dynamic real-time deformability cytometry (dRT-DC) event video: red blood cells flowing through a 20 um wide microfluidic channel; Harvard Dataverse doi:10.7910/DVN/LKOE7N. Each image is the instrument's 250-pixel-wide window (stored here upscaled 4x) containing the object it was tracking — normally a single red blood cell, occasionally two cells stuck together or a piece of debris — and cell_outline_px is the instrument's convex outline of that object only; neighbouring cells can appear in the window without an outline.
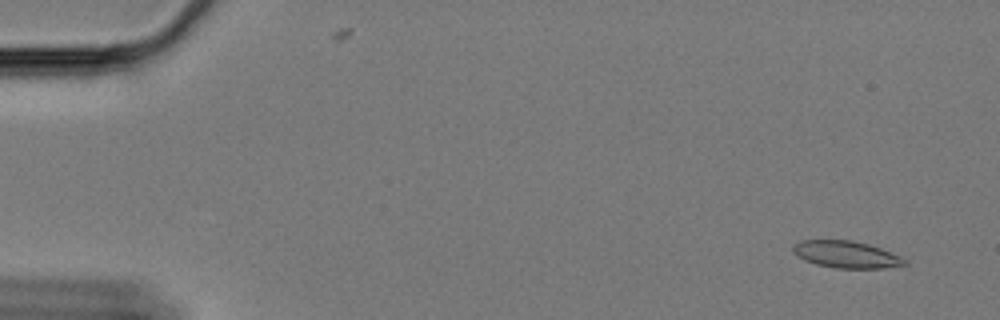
{"species": "Egyptian fruit bat (a non-hibernating species)", "species_latin": "Rousettus aegyptiacus", "temperature_condition": "cold", "stored_images_in_passage": 61, "camera_frame_rate_fps": 3000, "um_per_image_px": 0.085, "animal": {"sex": "female"}, "frame": {"image": 1, "passage_image": 4, "time_ms": 1.0, "image_size_px": [1000, 320], "cell_outline_px": [[908, 264], [884, 268], [836, 268], [816, 264], [804, 260], [792, 252], [792, 244], [800, 240], [852, 240], [868, 244], [880, 248], [900, 256]], "centroid_in_image_um": [71.88, 21.62], "position_along_channel_um": 13.1, "area_um2": 17.51}}
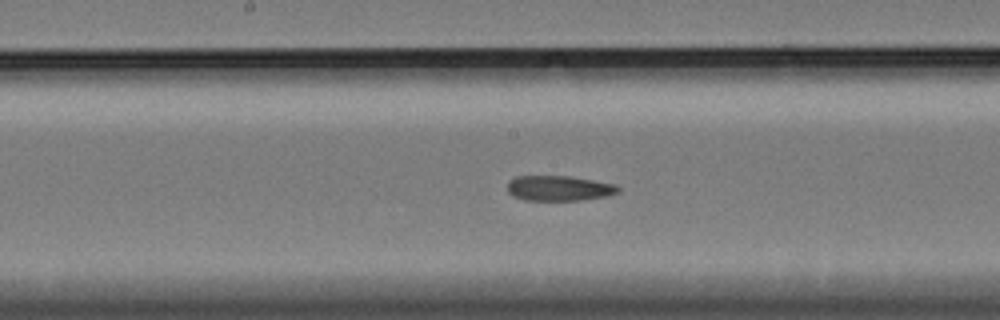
{"frame": {"image": 2, "passage_image": 32, "time_ms": 10.333, "image_size_px": [1000, 320], "cell_outline_px": [[620, 192], [608, 196], [580, 200], [524, 200], [512, 196], [508, 192], [508, 180], [516, 176], [568, 176], [616, 184], [620, 188]], "centroid_in_image_um": [47.51, 16.0], "position_along_channel_um": 200.7, "area_um2": 16.36}}
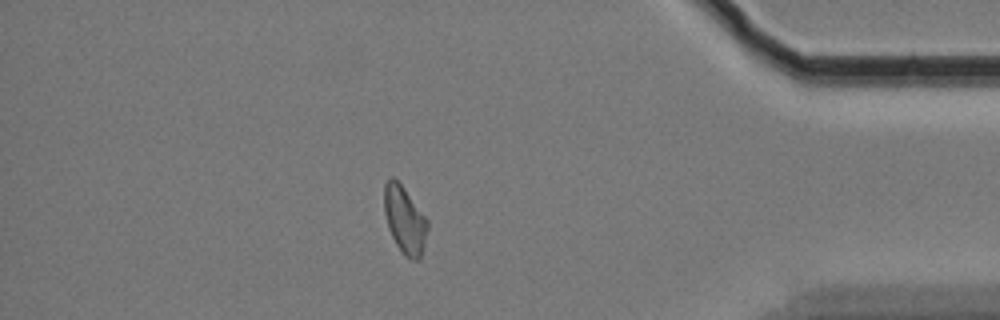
{"frame": {"image": 3, "passage_image": 53, "time_ms": 17.333, "image_size_px": [1000, 320], "cell_outline_px": [[428, 228], [420, 260], [408, 260], [404, 256], [396, 244], [388, 228], [384, 212], [384, 184], [392, 176], [404, 188], [428, 220]], "centroid_in_image_um": [34.4, 18.72], "position_along_channel_um": 400.8, "area_um2": 16.99}, "authors_computed_cell_mechanics": {"area_um2": 17.3978, "velocity_mm_per_s": 3.3285, "shape_relaxation_time_tau1_ms": null, "shape_relaxation_time_tau2_ms": 9.1441, "deformation_change_tau1": null, "deformation_change_tau2": 0.1592}}